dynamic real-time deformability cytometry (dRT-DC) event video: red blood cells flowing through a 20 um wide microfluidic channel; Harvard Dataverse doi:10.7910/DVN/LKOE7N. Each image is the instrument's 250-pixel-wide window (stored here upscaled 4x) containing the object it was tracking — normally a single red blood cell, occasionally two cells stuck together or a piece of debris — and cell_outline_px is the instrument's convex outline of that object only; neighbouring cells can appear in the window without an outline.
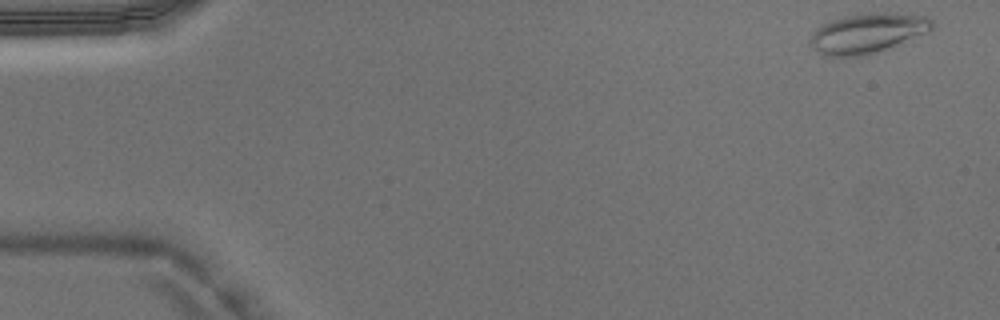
{"species": "Egyptian fruit bat (a non-hibernating species)", "species_latin": "Rousettus aegyptiacus", "temperature_condition": "warm", "stored_images_in_passage": 45, "camera_frame_rate_fps": 3000, "um_per_image_px": 0.085, "animal": {"sex": "male"}, "frame": {"image": 1, "passage_image": 1, "time_ms": 0.0, "image_size_px": [1000, 320], "cell_outline_px": [[932, 32], [860, 56], [824, 56], [812, 48], [808, 40], [812, 32], [816, 28], [832, 20], [844, 16], [872, 12], [876, 12], [928, 16], [932, 20]], "centroid_in_image_um": [73.71, 2.81], "position_along_channel_um": 11.3, "area_um2": 28.03}}